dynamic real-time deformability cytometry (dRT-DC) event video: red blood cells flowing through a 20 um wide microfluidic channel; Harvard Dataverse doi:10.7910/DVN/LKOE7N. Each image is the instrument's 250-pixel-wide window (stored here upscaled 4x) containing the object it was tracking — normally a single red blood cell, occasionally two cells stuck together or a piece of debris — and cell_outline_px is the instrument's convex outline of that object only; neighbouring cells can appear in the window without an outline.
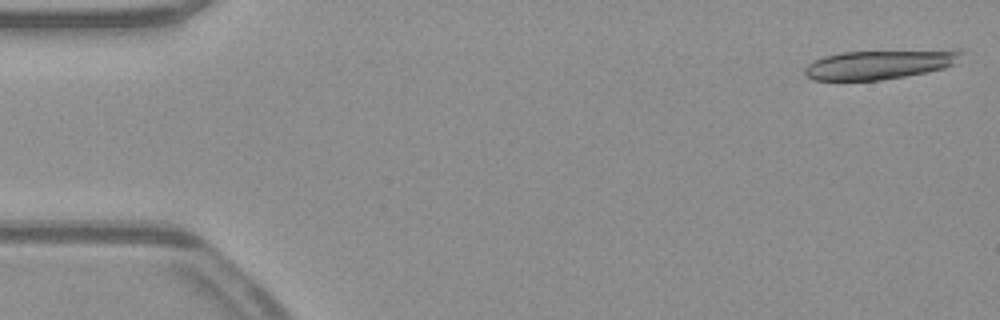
{"species": "common noctule bat (a hibernating species)", "species_latin": "Nyctalus noctula", "temperature_condition": "warm", "stored_images_in_passage": 17, "camera_frame_rate_fps": 3000, "um_per_image_px": 0.085, "animal": {"sex": "male", "body_mass_g": 23.1, "forearm_length_mm": 52.7}, "frame": {"image": 1, "passage_image": 1, "time_ms": 0.0, "image_size_px": [1000, 320], "cell_outline_px": [[964, 52], [960, 64], [928, 72], [880, 80], [812, 80], [804, 72], [804, 68], [812, 60], [824, 56], [844, 52], [956, 48]], "centroid_in_image_um": [74.91, 5.44], "position_along_channel_um": 10.1, "area_um2": 27.57}}